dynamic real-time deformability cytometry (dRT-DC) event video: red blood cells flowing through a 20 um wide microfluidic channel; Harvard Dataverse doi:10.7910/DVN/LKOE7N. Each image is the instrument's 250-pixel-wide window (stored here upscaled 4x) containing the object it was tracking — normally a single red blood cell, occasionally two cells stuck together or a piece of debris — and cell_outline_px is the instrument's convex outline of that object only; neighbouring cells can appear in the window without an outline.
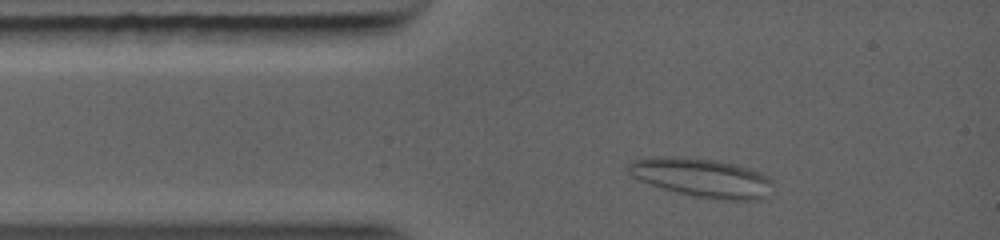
{"species": "common noctule bat (a hibernating species)", "species_latin": "Nyctalus noctula", "temperature_condition": "warm", "stored_images_in_passage": 28, "camera_frame_rate_fps": 5000, "um_per_image_px": 0.085, "animal": {"sex": "female", "body_mass_g": 19.0, "forearm_length_mm": 56.7}, "frame": {"image": 1, "passage_image": 4, "time_ms": 1.0, "image_size_px": [1000, 240], "cell_outline_px": [[756, 176], [752, 196], [704, 196], [684, 192], [668, 188], [644, 180], [640, 176], [636, 164], [644, 160], [704, 160], [736, 168], [748, 172]], "centroid_in_image_um": [59.34, 15.08], "position_along_channel_um": 25.7, "area_um2": 23.87}}
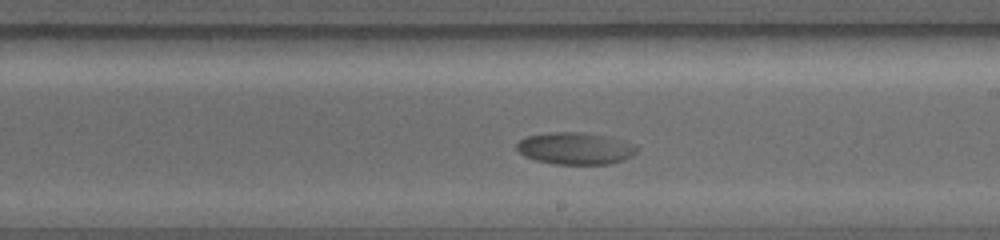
{"frame": {"image": 2, "passage_image": 18, "time_ms": 6.4, "image_size_px": [1000, 240], "cell_outline_px": [[620, 156], [616, 160], [604, 164], [560, 164], [540, 160], [528, 156], [520, 152], [520, 140], [532, 136], [556, 132], [568, 132], [588, 136]], "centroid_in_image_um": [48.17, 12.68], "position_along_channel_um": 240.8, "area_um2": 16.99}}
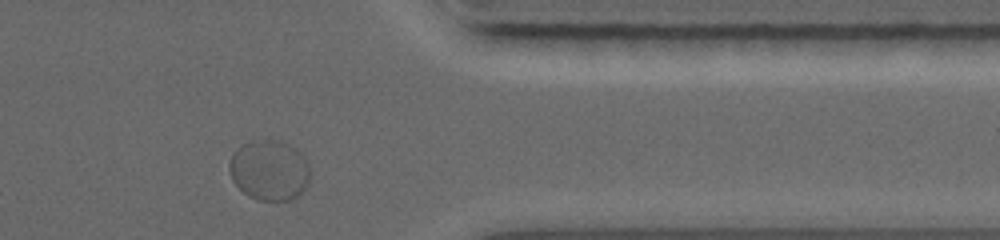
{"frame": {"image": 3, "passage_image": 28, "time_ms": 10.0, "image_size_px": [1000, 240], "cell_outline_px": [[304, 188], [300, 196], [288, 200], [256, 200], [248, 196], [236, 184], [232, 176], [228, 164], [232, 152], [240, 148], [304, 180]], "centroid_in_image_um": [22.38, 15.14], "position_along_channel_um": 389.0, "area_um2": 17.92}}